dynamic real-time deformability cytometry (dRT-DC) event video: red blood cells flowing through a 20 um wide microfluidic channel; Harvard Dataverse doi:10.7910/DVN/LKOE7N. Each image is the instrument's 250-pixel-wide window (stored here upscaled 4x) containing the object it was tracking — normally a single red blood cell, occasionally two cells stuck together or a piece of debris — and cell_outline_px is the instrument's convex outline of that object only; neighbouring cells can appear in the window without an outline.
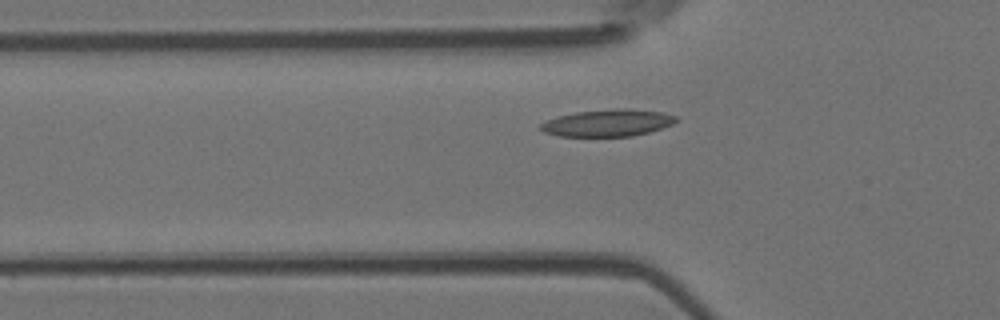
{"species": "Egyptian fruit bat (a non-hibernating species)", "species_latin": "Rousettus aegyptiacus", "temperature_condition": "room temperature", "stored_images_in_passage": 40, "camera_frame_rate_fps": 3000, "um_per_image_px": 0.085, "animal": {"sex": "female"}, "frame": {"image": 1, "passage_image": 9, "time_ms": 2.667, "image_size_px": [1000, 320], "cell_outline_px": [[680, 120], [672, 124], [648, 132], [632, 136], [560, 136], [544, 132], [540, 128], [540, 124], [548, 120], [560, 116], [576, 112], [616, 108], [628, 108], [664, 112], [676, 116]], "centroid_in_image_um": [51.7, 10.44], "position_along_channel_um": 74.1, "area_um2": 21.21}}
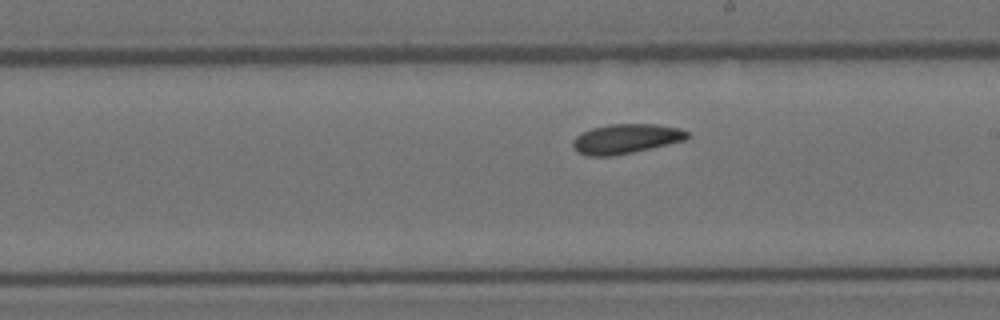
{"frame": {"image": 2, "passage_image": 22, "time_ms": 7.0, "image_size_px": [1000, 320], "cell_outline_px": [[692, 136], [684, 140], [668, 144], [632, 152], [612, 156], [588, 156], [576, 152], [572, 148], [572, 140], [576, 136], [592, 128], [608, 124], [656, 124], [680, 128], [688, 132]], "centroid_in_image_um": [53.19, 11.79], "position_along_channel_um": 235.8, "area_um2": 19.83}}
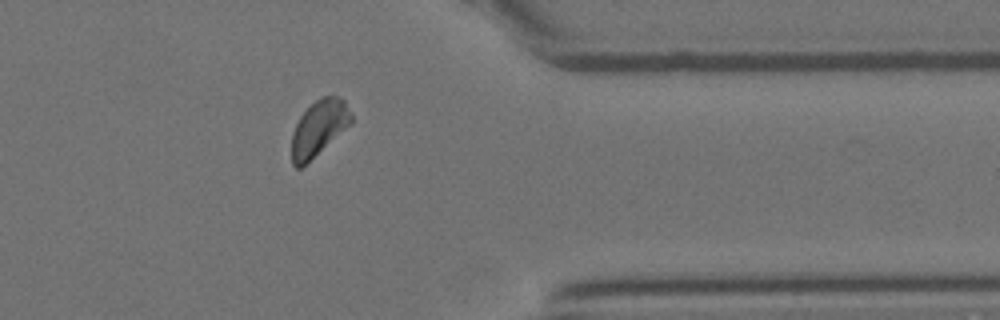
{"frame": {"image": 3, "passage_image": 35, "time_ms": 11.333, "image_size_px": [1000, 320], "cell_outline_px": [[352, 120], [344, 128], [300, 168], [296, 168], [292, 164], [292, 132], [300, 116], [320, 96], [336, 96], [344, 100], [352, 116]], "centroid_in_image_um": [27.06, 10.85], "position_along_channel_um": 384.3, "area_um2": 18.38}}